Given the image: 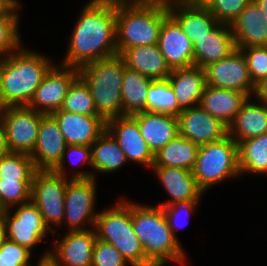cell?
<instances>
[{
	"label": "cell",
	"instance_id": "cell-14",
	"mask_svg": "<svg viewBox=\"0 0 267 266\" xmlns=\"http://www.w3.org/2000/svg\"><path fill=\"white\" fill-rule=\"evenodd\" d=\"M106 130L119 144L128 163H138L151 170L154 165L155 154L142 137L137 121L131 115L108 119Z\"/></svg>",
	"mask_w": 267,
	"mask_h": 266
},
{
	"label": "cell",
	"instance_id": "cell-18",
	"mask_svg": "<svg viewBox=\"0 0 267 266\" xmlns=\"http://www.w3.org/2000/svg\"><path fill=\"white\" fill-rule=\"evenodd\" d=\"M67 144L54 117L43 115L34 150L30 157L36 170H53L60 162Z\"/></svg>",
	"mask_w": 267,
	"mask_h": 266
},
{
	"label": "cell",
	"instance_id": "cell-40",
	"mask_svg": "<svg viewBox=\"0 0 267 266\" xmlns=\"http://www.w3.org/2000/svg\"><path fill=\"white\" fill-rule=\"evenodd\" d=\"M201 201L175 202L168 206H163V211L168 222V226L173 236L180 242L176 232L189 223L193 213H196ZM197 208V209H196ZM196 210V211H195ZM188 222V223H187ZM187 223V224H186Z\"/></svg>",
	"mask_w": 267,
	"mask_h": 266
},
{
	"label": "cell",
	"instance_id": "cell-48",
	"mask_svg": "<svg viewBox=\"0 0 267 266\" xmlns=\"http://www.w3.org/2000/svg\"><path fill=\"white\" fill-rule=\"evenodd\" d=\"M7 240L6 222L4 214L0 213V247Z\"/></svg>",
	"mask_w": 267,
	"mask_h": 266
},
{
	"label": "cell",
	"instance_id": "cell-38",
	"mask_svg": "<svg viewBox=\"0 0 267 266\" xmlns=\"http://www.w3.org/2000/svg\"><path fill=\"white\" fill-rule=\"evenodd\" d=\"M31 185L32 181L0 180V208L6 210L31 201Z\"/></svg>",
	"mask_w": 267,
	"mask_h": 266
},
{
	"label": "cell",
	"instance_id": "cell-4",
	"mask_svg": "<svg viewBox=\"0 0 267 266\" xmlns=\"http://www.w3.org/2000/svg\"><path fill=\"white\" fill-rule=\"evenodd\" d=\"M168 5L116 1L117 54L124 49L158 44Z\"/></svg>",
	"mask_w": 267,
	"mask_h": 266
},
{
	"label": "cell",
	"instance_id": "cell-34",
	"mask_svg": "<svg viewBox=\"0 0 267 266\" xmlns=\"http://www.w3.org/2000/svg\"><path fill=\"white\" fill-rule=\"evenodd\" d=\"M69 162L71 166L82 168L84 165L89 166L88 171L74 170V173L69 174L66 163ZM83 165V166H81ZM66 167V168H65ZM58 175L68 177L69 179H89L92 178V155L90 146L84 145H67L63 152L59 164L52 170Z\"/></svg>",
	"mask_w": 267,
	"mask_h": 266
},
{
	"label": "cell",
	"instance_id": "cell-42",
	"mask_svg": "<svg viewBox=\"0 0 267 266\" xmlns=\"http://www.w3.org/2000/svg\"><path fill=\"white\" fill-rule=\"evenodd\" d=\"M33 253L28 248L7 239L0 247V266H31Z\"/></svg>",
	"mask_w": 267,
	"mask_h": 266
},
{
	"label": "cell",
	"instance_id": "cell-49",
	"mask_svg": "<svg viewBox=\"0 0 267 266\" xmlns=\"http://www.w3.org/2000/svg\"><path fill=\"white\" fill-rule=\"evenodd\" d=\"M174 0H127L128 3H158L168 5Z\"/></svg>",
	"mask_w": 267,
	"mask_h": 266
},
{
	"label": "cell",
	"instance_id": "cell-25",
	"mask_svg": "<svg viewBox=\"0 0 267 266\" xmlns=\"http://www.w3.org/2000/svg\"><path fill=\"white\" fill-rule=\"evenodd\" d=\"M131 116L154 154L179 134L177 116L146 111Z\"/></svg>",
	"mask_w": 267,
	"mask_h": 266
},
{
	"label": "cell",
	"instance_id": "cell-23",
	"mask_svg": "<svg viewBox=\"0 0 267 266\" xmlns=\"http://www.w3.org/2000/svg\"><path fill=\"white\" fill-rule=\"evenodd\" d=\"M236 49L267 46V21L256 3H248L231 24Z\"/></svg>",
	"mask_w": 267,
	"mask_h": 266
},
{
	"label": "cell",
	"instance_id": "cell-32",
	"mask_svg": "<svg viewBox=\"0 0 267 266\" xmlns=\"http://www.w3.org/2000/svg\"><path fill=\"white\" fill-rule=\"evenodd\" d=\"M239 172L242 174H267V133L238 143Z\"/></svg>",
	"mask_w": 267,
	"mask_h": 266
},
{
	"label": "cell",
	"instance_id": "cell-15",
	"mask_svg": "<svg viewBox=\"0 0 267 266\" xmlns=\"http://www.w3.org/2000/svg\"><path fill=\"white\" fill-rule=\"evenodd\" d=\"M61 235V233H57L55 236L54 234L52 235V238L54 237L53 246L49 249V256L57 265L91 266L93 249L97 240L94 228L66 231V234Z\"/></svg>",
	"mask_w": 267,
	"mask_h": 266
},
{
	"label": "cell",
	"instance_id": "cell-20",
	"mask_svg": "<svg viewBox=\"0 0 267 266\" xmlns=\"http://www.w3.org/2000/svg\"><path fill=\"white\" fill-rule=\"evenodd\" d=\"M162 188L168 194V200L158 203L160 207L175 202L201 201L205 193L198 187L191 170L176 167L152 166ZM201 199V200H200Z\"/></svg>",
	"mask_w": 267,
	"mask_h": 266
},
{
	"label": "cell",
	"instance_id": "cell-6",
	"mask_svg": "<svg viewBox=\"0 0 267 266\" xmlns=\"http://www.w3.org/2000/svg\"><path fill=\"white\" fill-rule=\"evenodd\" d=\"M125 63L119 54L78 69L88 85L97 113L105 120L122 116V81Z\"/></svg>",
	"mask_w": 267,
	"mask_h": 266
},
{
	"label": "cell",
	"instance_id": "cell-2",
	"mask_svg": "<svg viewBox=\"0 0 267 266\" xmlns=\"http://www.w3.org/2000/svg\"><path fill=\"white\" fill-rule=\"evenodd\" d=\"M21 45L0 66V108L28 105L44 76L55 64L52 58Z\"/></svg>",
	"mask_w": 267,
	"mask_h": 266
},
{
	"label": "cell",
	"instance_id": "cell-13",
	"mask_svg": "<svg viewBox=\"0 0 267 266\" xmlns=\"http://www.w3.org/2000/svg\"><path fill=\"white\" fill-rule=\"evenodd\" d=\"M78 76L77 68L55 63L44 76L27 106L44 115L59 110L69 87Z\"/></svg>",
	"mask_w": 267,
	"mask_h": 266
},
{
	"label": "cell",
	"instance_id": "cell-33",
	"mask_svg": "<svg viewBox=\"0 0 267 266\" xmlns=\"http://www.w3.org/2000/svg\"><path fill=\"white\" fill-rule=\"evenodd\" d=\"M181 111L168 78L152 80L147 91L146 112L178 116Z\"/></svg>",
	"mask_w": 267,
	"mask_h": 266
},
{
	"label": "cell",
	"instance_id": "cell-5",
	"mask_svg": "<svg viewBox=\"0 0 267 266\" xmlns=\"http://www.w3.org/2000/svg\"><path fill=\"white\" fill-rule=\"evenodd\" d=\"M116 202L98 212L94 225L97 239L116 247L130 266H155L134 232L132 201L122 197Z\"/></svg>",
	"mask_w": 267,
	"mask_h": 266
},
{
	"label": "cell",
	"instance_id": "cell-8",
	"mask_svg": "<svg viewBox=\"0 0 267 266\" xmlns=\"http://www.w3.org/2000/svg\"><path fill=\"white\" fill-rule=\"evenodd\" d=\"M68 179L52 170H37L32 179L31 201L38 207L45 225L54 235L64 219Z\"/></svg>",
	"mask_w": 267,
	"mask_h": 266
},
{
	"label": "cell",
	"instance_id": "cell-46",
	"mask_svg": "<svg viewBox=\"0 0 267 266\" xmlns=\"http://www.w3.org/2000/svg\"><path fill=\"white\" fill-rule=\"evenodd\" d=\"M50 250L46 249L42 255H40L35 266H58L57 263L49 256ZM31 266H34L33 264Z\"/></svg>",
	"mask_w": 267,
	"mask_h": 266
},
{
	"label": "cell",
	"instance_id": "cell-29",
	"mask_svg": "<svg viewBox=\"0 0 267 266\" xmlns=\"http://www.w3.org/2000/svg\"><path fill=\"white\" fill-rule=\"evenodd\" d=\"M92 155V177L98 179V173L117 172L128 164L124 152L114 137L105 130L90 146Z\"/></svg>",
	"mask_w": 267,
	"mask_h": 266
},
{
	"label": "cell",
	"instance_id": "cell-1",
	"mask_svg": "<svg viewBox=\"0 0 267 266\" xmlns=\"http://www.w3.org/2000/svg\"><path fill=\"white\" fill-rule=\"evenodd\" d=\"M74 24L61 65L80 69L117 54L115 0L87 1Z\"/></svg>",
	"mask_w": 267,
	"mask_h": 266
},
{
	"label": "cell",
	"instance_id": "cell-9",
	"mask_svg": "<svg viewBox=\"0 0 267 266\" xmlns=\"http://www.w3.org/2000/svg\"><path fill=\"white\" fill-rule=\"evenodd\" d=\"M97 180L68 179L65 190L63 226L68 231L93 229L98 215L96 211ZM66 223V224H65ZM86 226V227H85Z\"/></svg>",
	"mask_w": 267,
	"mask_h": 266
},
{
	"label": "cell",
	"instance_id": "cell-31",
	"mask_svg": "<svg viewBox=\"0 0 267 266\" xmlns=\"http://www.w3.org/2000/svg\"><path fill=\"white\" fill-rule=\"evenodd\" d=\"M152 80L125 67L121 88L122 116L146 111L147 91Z\"/></svg>",
	"mask_w": 267,
	"mask_h": 266
},
{
	"label": "cell",
	"instance_id": "cell-35",
	"mask_svg": "<svg viewBox=\"0 0 267 266\" xmlns=\"http://www.w3.org/2000/svg\"><path fill=\"white\" fill-rule=\"evenodd\" d=\"M36 171L28 154L10 152L0 157V180L32 181Z\"/></svg>",
	"mask_w": 267,
	"mask_h": 266
},
{
	"label": "cell",
	"instance_id": "cell-39",
	"mask_svg": "<svg viewBox=\"0 0 267 266\" xmlns=\"http://www.w3.org/2000/svg\"><path fill=\"white\" fill-rule=\"evenodd\" d=\"M206 6L221 24L231 25L248 3L254 0H197Z\"/></svg>",
	"mask_w": 267,
	"mask_h": 266
},
{
	"label": "cell",
	"instance_id": "cell-51",
	"mask_svg": "<svg viewBox=\"0 0 267 266\" xmlns=\"http://www.w3.org/2000/svg\"><path fill=\"white\" fill-rule=\"evenodd\" d=\"M3 59H4V57L0 55V66H1Z\"/></svg>",
	"mask_w": 267,
	"mask_h": 266
},
{
	"label": "cell",
	"instance_id": "cell-10",
	"mask_svg": "<svg viewBox=\"0 0 267 266\" xmlns=\"http://www.w3.org/2000/svg\"><path fill=\"white\" fill-rule=\"evenodd\" d=\"M2 213L6 222L7 239L30 251H34L42 241L47 242L49 239H44L47 235H53L45 225L40 210L32 201L13 206Z\"/></svg>",
	"mask_w": 267,
	"mask_h": 266
},
{
	"label": "cell",
	"instance_id": "cell-22",
	"mask_svg": "<svg viewBox=\"0 0 267 266\" xmlns=\"http://www.w3.org/2000/svg\"><path fill=\"white\" fill-rule=\"evenodd\" d=\"M267 133V105L256 96L248 97L228 126V135L240 141Z\"/></svg>",
	"mask_w": 267,
	"mask_h": 266
},
{
	"label": "cell",
	"instance_id": "cell-37",
	"mask_svg": "<svg viewBox=\"0 0 267 266\" xmlns=\"http://www.w3.org/2000/svg\"><path fill=\"white\" fill-rule=\"evenodd\" d=\"M21 7L22 2L11 12L0 14V55L3 57L9 56L22 45L19 33Z\"/></svg>",
	"mask_w": 267,
	"mask_h": 266
},
{
	"label": "cell",
	"instance_id": "cell-26",
	"mask_svg": "<svg viewBox=\"0 0 267 266\" xmlns=\"http://www.w3.org/2000/svg\"><path fill=\"white\" fill-rule=\"evenodd\" d=\"M167 78L182 110L199 105L206 87L204 68L194 65L172 69Z\"/></svg>",
	"mask_w": 267,
	"mask_h": 266
},
{
	"label": "cell",
	"instance_id": "cell-24",
	"mask_svg": "<svg viewBox=\"0 0 267 266\" xmlns=\"http://www.w3.org/2000/svg\"><path fill=\"white\" fill-rule=\"evenodd\" d=\"M193 47L194 65L200 68L228 57L236 49L231 25L219 23Z\"/></svg>",
	"mask_w": 267,
	"mask_h": 266
},
{
	"label": "cell",
	"instance_id": "cell-41",
	"mask_svg": "<svg viewBox=\"0 0 267 266\" xmlns=\"http://www.w3.org/2000/svg\"><path fill=\"white\" fill-rule=\"evenodd\" d=\"M239 50L246 58L251 81L257 86L267 78V46H252Z\"/></svg>",
	"mask_w": 267,
	"mask_h": 266
},
{
	"label": "cell",
	"instance_id": "cell-3",
	"mask_svg": "<svg viewBox=\"0 0 267 266\" xmlns=\"http://www.w3.org/2000/svg\"><path fill=\"white\" fill-rule=\"evenodd\" d=\"M132 224L146 257L155 266L187 264L186 250L173 236L162 207L132 201Z\"/></svg>",
	"mask_w": 267,
	"mask_h": 266
},
{
	"label": "cell",
	"instance_id": "cell-11",
	"mask_svg": "<svg viewBox=\"0 0 267 266\" xmlns=\"http://www.w3.org/2000/svg\"><path fill=\"white\" fill-rule=\"evenodd\" d=\"M43 115L27 105L0 108V117L11 152L32 154Z\"/></svg>",
	"mask_w": 267,
	"mask_h": 266
},
{
	"label": "cell",
	"instance_id": "cell-50",
	"mask_svg": "<svg viewBox=\"0 0 267 266\" xmlns=\"http://www.w3.org/2000/svg\"><path fill=\"white\" fill-rule=\"evenodd\" d=\"M254 3L257 4L267 21V0H254Z\"/></svg>",
	"mask_w": 267,
	"mask_h": 266
},
{
	"label": "cell",
	"instance_id": "cell-28",
	"mask_svg": "<svg viewBox=\"0 0 267 266\" xmlns=\"http://www.w3.org/2000/svg\"><path fill=\"white\" fill-rule=\"evenodd\" d=\"M247 98L242 92L206 85L199 105L229 126Z\"/></svg>",
	"mask_w": 267,
	"mask_h": 266
},
{
	"label": "cell",
	"instance_id": "cell-21",
	"mask_svg": "<svg viewBox=\"0 0 267 266\" xmlns=\"http://www.w3.org/2000/svg\"><path fill=\"white\" fill-rule=\"evenodd\" d=\"M59 125L67 145L91 144L106 130V121L101 116H88L64 110L51 114Z\"/></svg>",
	"mask_w": 267,
	"mask_h": 266
},
{
	"label": "cell",
	"instance_id": "cell-47",
	"mask_svg": "<svg viewBox=\"0 0 267 266\" xmlns=\"http://www.w3.org/2000/svg\"><path fill=\"white\" fill-rule=\"evenodd\" d=\"M19 3V0H0V14L11 12Z\"/></svg>",
	"mask_w": 267,
	"mask_h": 266
},
{
	"label": "cell",
	"instance_id": "cell-12",
	"mask_svg": "<svg viewBox=\"0 0 267 266\" xmlns=\"http://www.w3.org/2000/svg\"><path fill=\"white\" fill-rule=\"evenodd\" d=\"M206 85L255 96L256 86L251 81L246 58L235 49L228 57L204 67Z\"/></svg>",
	"mask_w": 267,
	"mask_h": 266
},
{
	"label": "cell",
	"instance_id": "cell-44",
	"mask_svg": "<svg viewBox=\"0 0 267 266\" xmlns=\"http://www.w3.org/2000/svg\"><path fill=\"white\" fill-rule=\"evenodd\" d=\"M10 152L11 151L8 147L6 132H5L1 117H0V157Z\"/></svg>",
	"mask_w": 267,
	"mask_h": 266
},
{
	"label": "cell",
	"instance_id": "cell-30",
	"mask_svg": "<svg viewBox=\"0 0 267 266\" xmlns=\"http://www.w3.org/2000/svg\"><path fill=\"white\" fill-rule=\"evenodd\" d=\"M199 147V145L178 134L172 141L155 153L153 166L192 170L197 159Z\"/></svg>",
	"mask_w": 267,
	"mask_h": 266
},
{
	"label": "cell",
	"instance_id": "cell-36",
	"mask_svg": "<svg viewBox=\"0 0 267 266\" xmlns=\"http://www.w3.org/2000/svg\"><path fill=\"white\" fill-rule=\"evenodd\" d=\"M61 110L88 116H100L88 85L78 76L68 89Z\"/></svg>",
	"mask_w": 267,
	"mask_h": 266
},
{
	"label": "cell",
	"instance_id": "cell-27",
	"mask_svg": "<svg viewBox=\"0 0 267 266\" xmlns=\"http://www.w3.org/2000/svg\"><path fill=\"white\" fill-rule=\"evenodd\" d=\"M119 55L126 67L153 80L166 79L171 73L158 44L124 49Z\"/></svg>",
	"mask_w": 267,
	"mask_h": 266
},
{
	"label": "cell",
	"instance_id": "cell-19",
	"mask_svg": "<svg viewBox=\"0 0 267 266\" xmlns=\"http://www.w3.org/2000/svg\"><path fill=\"white\" fill-rule=\"evenodd\" d=\"M158 46L171 70L194 66L193 43L170 15L163 20Z\"/></svg>",
	"mask_w": 267,
	"mask_h": 266
},
{
	"label": "cell",
	"instance_id": "cell-7",
	"mask_svg": "<svg viewBox=\"0 0 267 266\" xmlns=\"http://www.w3.org/2000/svg\"><path fill=\"white\" fill-rule=\"evenodd\" d=\"M191 171L204 193L226 179L240 178L238 144L228 135L218 141L201 145Z\"/></svg>",
	"mask_w": 267,
	"mask_h": 266
},
{
	"label": "cell",
	"instance_id": "cell-17",
	"mask_svg": "<svg viewBox=\"0 0 267 266\" xmlns=\"http://www.w3.org/2000/svg\"><path fill=\"white\" fill-rule=\"evenodd\" d=\"M168 13L193 44L219 24L207 7L197 0H174L168 4Z\"/></svg>",
	"mask_w": 267,
	"mask_h": 266
},
{
	"label": "cell",
	"instance_id": "cell-43",
	"mask_svg": "<svg viewBox=\"0 0 267 266\" xmlns=\"http://www.w3.org/2000/svg\"><path fill=\"white\" fill-rule=\"evenodd\" d=\"M129 266L128 261L111 244L96 240L91 266Z\"/></svg>",
	"mask_w": 267,
	"mask_h": 266
},
{
	"label": "cell",
	"instance_id": "cell-45",
	"mask_svg": "<svg viewBox=\"0 0 267 266\" xmlns=\"http://www.w3.org/2000/svg\"><path fill=\"white\" fill-rule=\"evenodd\" d=\"M255 96L267 105V78L256 86Z\"/></svg>",
	"mask_w": 267,
	"mask_h": 266
},
{
	"label": "cell",
	"instance_id": "cell-52",
	"mask_svg": "<svg viewBox=\"0 0 267 266\" xmlns=\"http://www.w3.org/2000/svg\"><path fill=\"white\" fill-rule=\"evenodd\" d=\"M115 1H123V2H127V0H115Z\"/></svg>",
	"mask_w": 267,
	"mask_h": 266
},
{
	"label": "cell",
	"instance_id": "cell-16",
	"mask_svg": "<svg viewBox=\"0 0 267 266\" xmlns=\"http://www.w3.org/2000/svg\"><path fill=\"white\" fill-rule=\"evenodd\" d=\"M177 118L179 135L199 146L228 136V126L200 105L182 110Z\"/></svg>",
	"mask_w": 267,
	"mask_h": 266
}]
</instances>
